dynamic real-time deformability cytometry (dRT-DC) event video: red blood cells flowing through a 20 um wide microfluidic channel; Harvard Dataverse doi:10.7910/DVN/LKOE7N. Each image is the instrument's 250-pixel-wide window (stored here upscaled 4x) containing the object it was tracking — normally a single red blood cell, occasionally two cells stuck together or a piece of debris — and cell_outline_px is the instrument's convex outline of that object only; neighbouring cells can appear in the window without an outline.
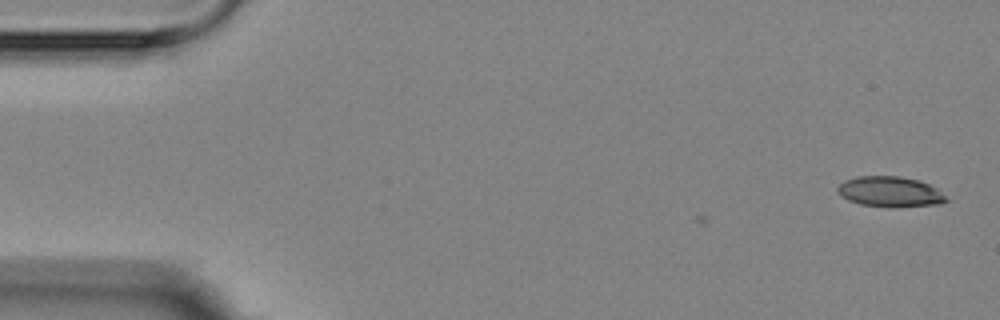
{"species": "Egyptian fruit bat (a non-hibernating species)", "species_latin": "Rousettus aegyptiacus", "temperature_condition": "room temperature", "stored_images_in_passage": 5, "camera_frame_rate_fps": 3000, "um_per_image_px": 0.085, "animal": {"sex": "female"}, "frame": {"image": 1, "passage_image": 1, "time_ms": 0.0, "image_size_px": [1000, 320], "cell_outline_px": [[952, 200], [940, 204], [896, 208], [892, 208], [860, 204], [848, 200], [840, 196], [836, 192], [836, 188], [844, 180], [856, 176], [900, 176], [916, 180], [928, 184], [936, 188]], "centroid_in_image_um": [75.66, 16.31], "position_along_channel_um": 9.3, "area_um2": 19.65}}
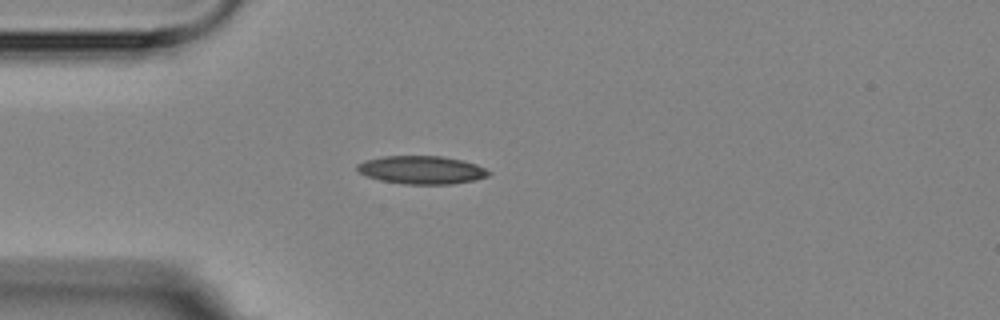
{"frame": {"image": 2, "passage_image": 4, "time_ms": 4.333, "image_size_px": [1000, 320], "cell_outline_px": [[492, 172], [488, 176], [472, 180], [452, 184], [404, 184], [380, 180], [368, 176], [360, 172], [356, 168], [356, 164], [364, 160], [380, 156], [444, 156], [476, 164]], "centroid_in_image_um": [35.81, 14.43], "position_along_channel_um": 49.2, "area_um2": 21.5}}